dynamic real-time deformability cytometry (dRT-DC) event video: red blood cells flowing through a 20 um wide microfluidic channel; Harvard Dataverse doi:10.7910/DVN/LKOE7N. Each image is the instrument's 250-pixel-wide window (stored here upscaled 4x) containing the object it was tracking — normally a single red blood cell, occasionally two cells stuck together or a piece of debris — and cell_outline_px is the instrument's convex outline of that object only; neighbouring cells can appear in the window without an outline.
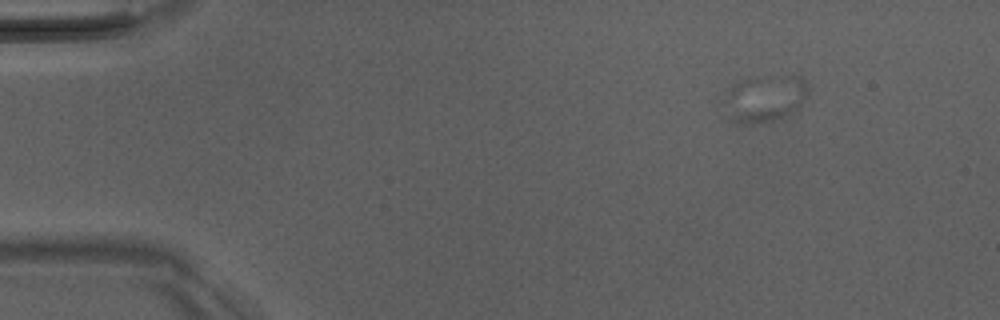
{"species": "Egyptian fruit bat (a non-hibernating species)", "species_latin": "Rousettus aegyptiacus", "temperature_condition": "room temperature", "stored_images_in_passage": 50, "camera_frame_rate_fps": 3000, "um_per_image_px": 0.085, "animal": {"sex": "male"}, "frame": {"image": 1, "passage_image": 1, "time_ms": 0.0, "image_size_px": [1000, 320], "cell_outline_px": [[808, 92], [800, 104], [792, 112], [784, 116], [772, 120], [752, 124], [736, 124], [728, 120], [724, 104], [724, 100], [732, 84], [736, 80], [784, 76], [804, 76], [808, 88]], "centroid_in_image_um": [64.95, 8.39], "position_along_channel_um": 20.0, "area_um2": 22.89}}
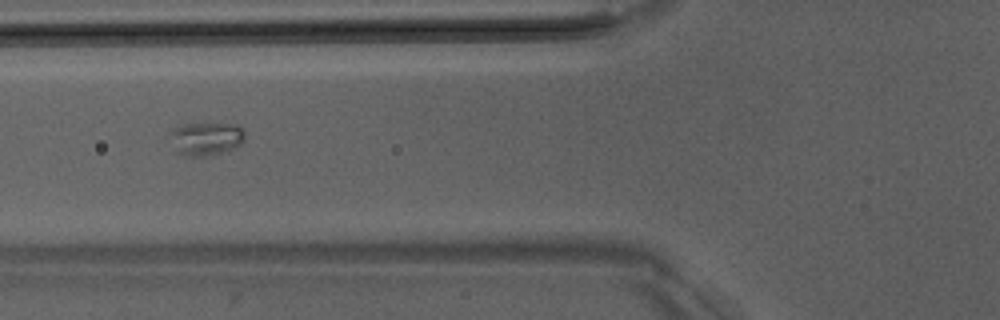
{"frame": {"image": 2, "passage_image": 16, "time_ms": 5.0, "image_size_px": [1000, 320], "cell_outline_px": [[244, 140], [236, 148], [212, 156], [180, 156], [176, 152], [172, 132], [172, 128], [184, 124], [240, 124], [244, 128]], "centroid_in_image_um": [17.58, 11.8], "position_along_channel_um": 108.2, "area_um2": 14.57}}
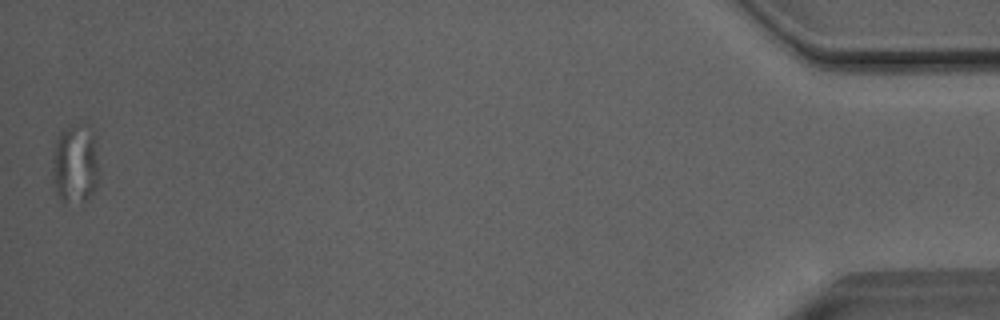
{"frame": {"image": 3, "passage_image": 50, "time_ms": 16.333, "image_size_px": [1000, 320], "cell_outline_px": [[96, 184], [92, 192], [84, 200], [64, 204], [56, 192], [52, 172], [52, 168], [56, 140], [60, 132], [64, 128], [84, 120], [96, 136]], "centroid_in_image_um": [6.38, 13.85], "position_along_channel_um": 428.8, "area_um2": 21.5}}